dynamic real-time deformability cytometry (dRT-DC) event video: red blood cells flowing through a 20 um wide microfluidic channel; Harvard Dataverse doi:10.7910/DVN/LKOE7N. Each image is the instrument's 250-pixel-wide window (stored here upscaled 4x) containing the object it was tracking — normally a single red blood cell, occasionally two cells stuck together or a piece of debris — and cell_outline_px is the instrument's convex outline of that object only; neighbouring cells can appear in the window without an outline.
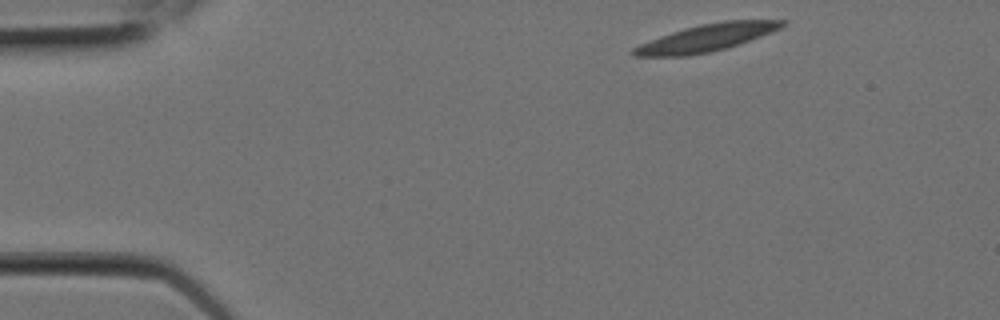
{"species": "Egyptian fruit bat (a non-hibernating species)", "species_latin": "Rousettus aegyptiacus", "temperature_condition": "room temperature", "stored_images_in_passage": 5, "camera_frame_rate_fps": 3000, "um_per_image_px": 0.085, "animal": {"sex": "female"}, "frame": {"image": 1, "passage_image": 1, "time_ms": 0.0, "image_size_px": [1000, 320], "cell_outline_px": [[788, 20], [780, 28], [772, 32], [740, 44], [712, 52], [684, 56], [632, 56], [628, 52], [632, 48], [640, 44], [660, 36], [684, 28], [700, 24], [724, 20]], "centroid_in_image_um": [60.03, 3.22], "position_along_channel_um": 25.0, "area_um2": 23.64}}
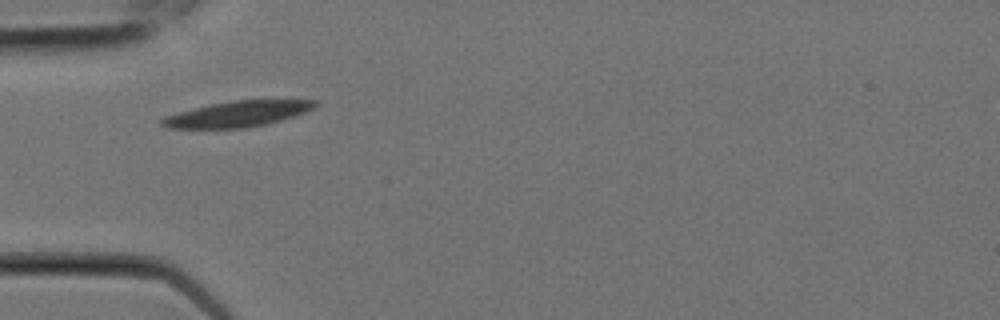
{"frame": {"image": 2, "passage_image": 4, "time_ms": 1.0, "image_size_px": [1000, 320], "cell_outline_px": [[316, 108], [280, 120], [248, 128], [168, 128], [160, 124], [160, 120], [164, 116], [212, 104], [232, 100], [316, 100]], "centroid_in_image_um": [20.18, 9.69], "position_along_channel_um": 64.8, "area_um2": 22.6}}
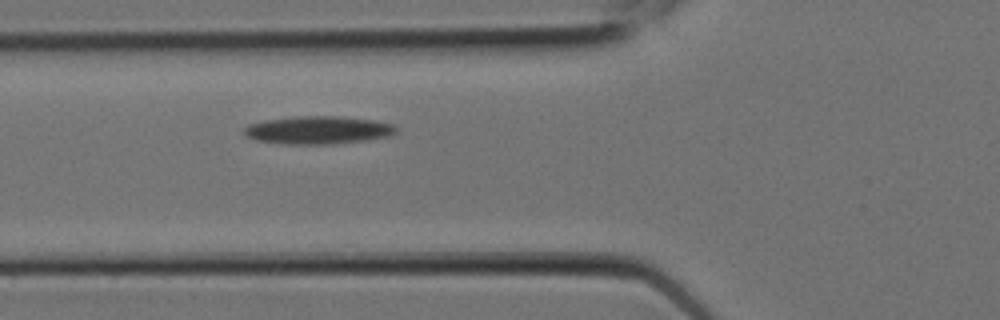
{"frame": {"image": 3, "passage_image": 5, "time_ms": 1.333, "image_size_px": [1000, 320], "cell_outline_px": [[396, 132], [388, 136], [368, 140], [332, 144], [284, 144], [256, 140], [248, 136], [244, 132], [244, 128], [248, 124], [264, 120], [296, 116], [336, 116], [376, 120], [392, 124], [396, 128]], "centroid_in_image_um": [27.03, 11.05], "position_along_channel_um": 98.8, "area_um2": 24.74}}